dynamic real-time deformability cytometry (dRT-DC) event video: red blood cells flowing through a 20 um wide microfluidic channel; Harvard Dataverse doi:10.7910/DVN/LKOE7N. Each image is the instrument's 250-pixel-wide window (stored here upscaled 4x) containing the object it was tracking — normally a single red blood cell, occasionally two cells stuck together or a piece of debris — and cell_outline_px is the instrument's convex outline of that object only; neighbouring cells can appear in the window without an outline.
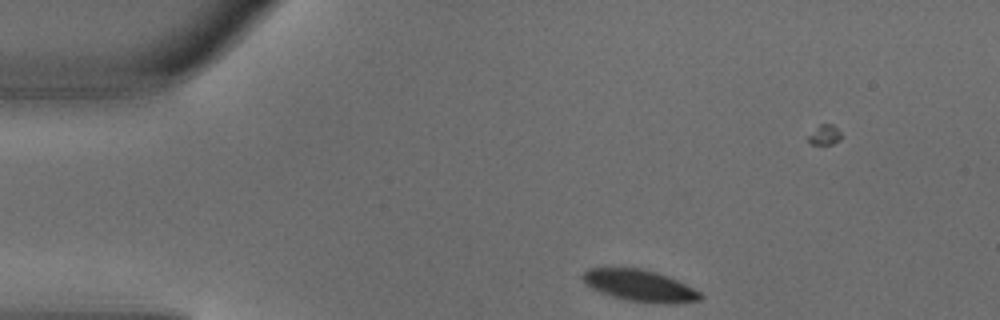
{"species": "common noctule bat (a hibernating species)", "species_latin": "Nyctalus noctula", "temperature_condition": "warm", "stored_images_in_passage": 4, "camera_frame_rate_fps": 3000, "um_per_image_px": 0.085, "animal": {"sex": "male", "body_mass_g": 18.8}, "frame": {"image": 1, "passage_image": 1, "time_ms": 0.0, "image_size_px": [1000, 320], "cell_outline_px": [[704, 296], [700, 300], [676, 304], [664, 304], [628, 300], [612, 296], [600, 292], [592, 288], [580, 276], [580, 272], [588, 268], [640, 268], [656, 272], [668, 276], [700, 292]], "centroid_in_image_um": [54.37, 24.28], "position_along_channel_um": 30.6, "area_um2": 21.62}}